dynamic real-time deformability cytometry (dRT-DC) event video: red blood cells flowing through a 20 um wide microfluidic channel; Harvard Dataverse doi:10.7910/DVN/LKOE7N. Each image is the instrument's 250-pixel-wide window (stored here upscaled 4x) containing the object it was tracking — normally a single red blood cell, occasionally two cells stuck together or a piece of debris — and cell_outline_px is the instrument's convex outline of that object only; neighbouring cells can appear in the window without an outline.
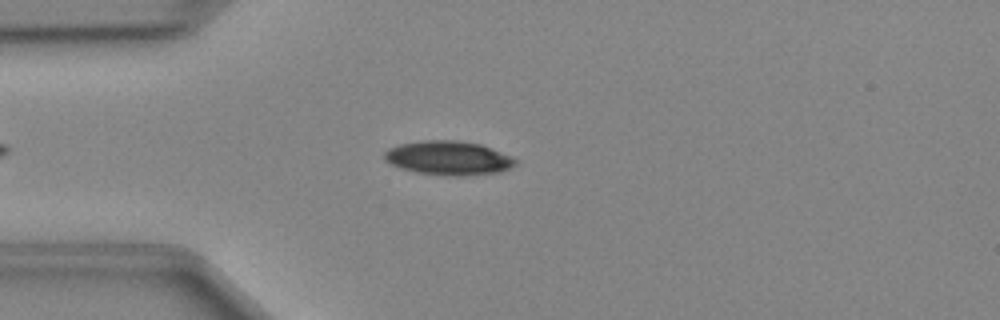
{"species": "Egyptian fruit bat (a non-hibernating species)", "species_latin": "Rousettus aegyptiacus", "temperature_condition": "cold", "stored_images_in_passage": 44, "camera_frame_rate_fps": 3000, "um_per_image_px": 0.085, "animal": {"sex": "female"}, "frame": {"image": 1, "passage_image": 8, "time_ms": 2.333, "image_size_px": [1000, 320], "cell_outline_px": [[516, 164], [512, 168], [500, 172], [460, 176], [456, 176], [416, 172], [400, 168], [384, 160], [384, 152], [388, 148], [400, 144], [420, 140], [460, 140], [480, 144], [500, 152], [516, 160]], "centroid_in_image_um": [38.09, 13.42], "position_along_channel_um": 46.9, "area_um2": 25.89}}
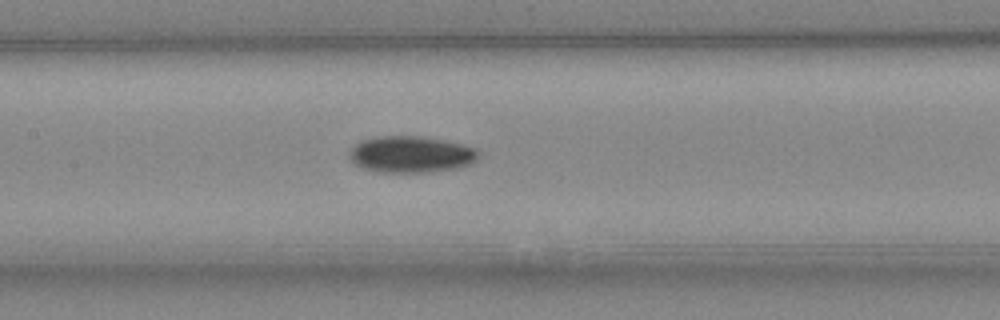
{"frame": {"image": 2, "passage_image": 18, "time_ms": 5.667, "image_size_px": [1000, 320], "cell_outline_px": [[480, 156], [472, 164], [460, 168], [428, 172], [380, 172], [364, 168], [356, 164], [348, 156], [352, 148], [360, 140], [380, 136], [420, 136], [444, 140], [460, 144], [472, 148], [480, 152]], "centroid_in_image_um": [34.96, 13.12], "position_along_channel_um": 172.4, "area_um2": 27.46}}
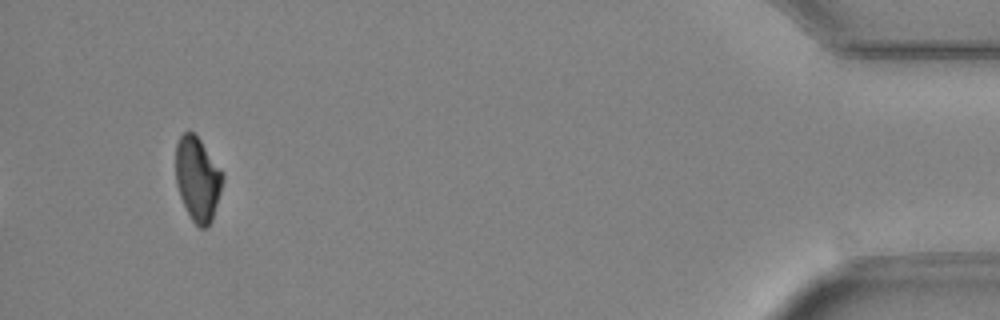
{"frame": {"image": 3, "passage_image": 41, "time_ms": 13.333, "image_size_px": [1000, 320], "cell_outline_px": [[224, 180], [212, 220], [204, 228], [200, 228], [192, 220], [180, 196], [176, 184], [176, 144], [180, 136], [188, 128], [200, 140], [224, 172]], "centroid_in_image_um": [16.8, 15.18], "position_along_channel_um": 418.4, "area_um2": 23.0}}